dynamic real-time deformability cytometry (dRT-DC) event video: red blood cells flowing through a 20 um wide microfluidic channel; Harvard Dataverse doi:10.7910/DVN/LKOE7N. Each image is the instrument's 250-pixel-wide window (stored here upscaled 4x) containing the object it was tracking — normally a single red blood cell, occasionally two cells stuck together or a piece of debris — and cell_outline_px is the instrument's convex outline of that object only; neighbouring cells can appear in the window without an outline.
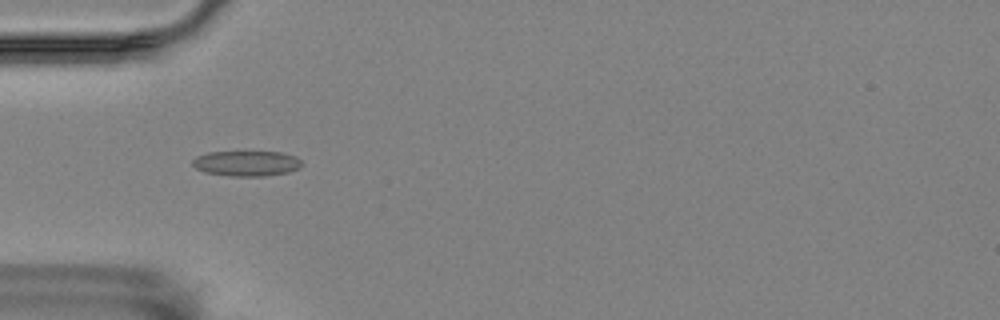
{"species": "Egyptian fruit bat (a non-hibernating species)", "species_latin": "Rousettus aegyptiacus", "temperature_condition": "room temperature", "stored_images_in_passage": 32, "camera_frame_rate_fps": 3000, "um_per_image_px": 0.085, "animal": {"sex": "female"}, "frame": {"image": 1, "passage_image": 4, "time_ms": 1.0, "image_size_px": [1000, 320], "cell_outline_px": [[304, 164], [300, 168], [288, 172], [264, 176], [232, 176], [204, 172], [196, 168], [192, 164], [192, 160], [196, 156], [208, 152], [280, 152], [296, 156]], "centroid_in_image_um": [20.97, 13.89], "position_along_channel_um": 64.0, "area_um2": 16.18}}
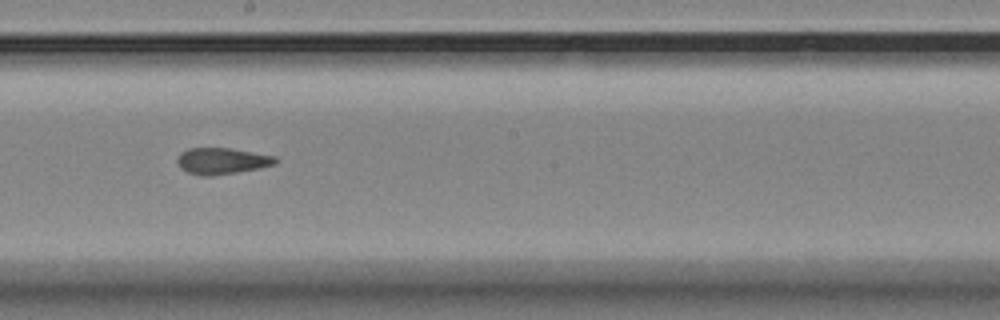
{"frame": {"image": 2, "passage_image": 18, "time_ms": 5.667, "image_size_px": [1000, 320], "cell_outline_px": [[276, 164], [236, 172], [212, 176], [204, 176], [188, 172], [180, 168], [176, 160], [180, 152], [188, 148], [228, 148], [276, 156]], "centroid_in_image_um": [18.81, 13.67], "position_along_channel_um": 229.4, "area_um2": 14.91}}
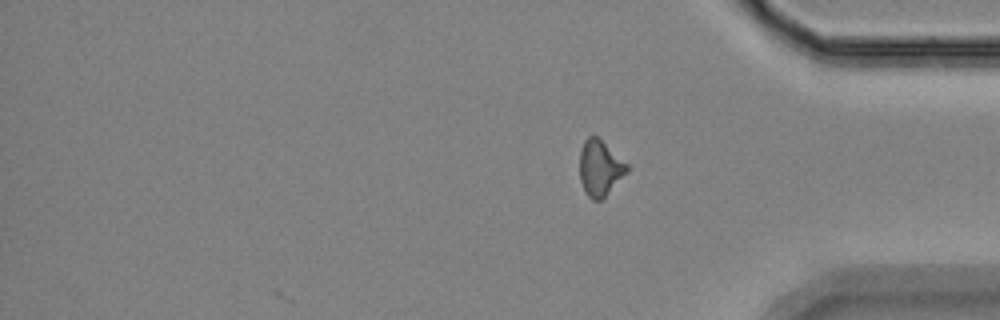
{"frame": {"image": 3, "passage_image": 32, "time_ms": 10.333, "image_size_px": [1000, 320], "cell_outline_px": [[628, 172], [600, 200], [592, 200], [584, 192], [580, 180], [580, 152], [584, 140], [588, 136], [596, 136], [628, 164]], "centroid_in_image_um": [50.98, 14.29], "position_along_channel_um": 384.2, "area_um2": 15.14}, "authors_computed_cell_mechanics": {"area_um2": 15.028, "velocity_mm_per_s": 3.5421, "shape_relaxation_time_tau1_ms": null, "shape_relaxation_time_tau2_ms": 3.3933, "deformation_change_tau1": null, "deformation_change_tau2": 0.0865}}